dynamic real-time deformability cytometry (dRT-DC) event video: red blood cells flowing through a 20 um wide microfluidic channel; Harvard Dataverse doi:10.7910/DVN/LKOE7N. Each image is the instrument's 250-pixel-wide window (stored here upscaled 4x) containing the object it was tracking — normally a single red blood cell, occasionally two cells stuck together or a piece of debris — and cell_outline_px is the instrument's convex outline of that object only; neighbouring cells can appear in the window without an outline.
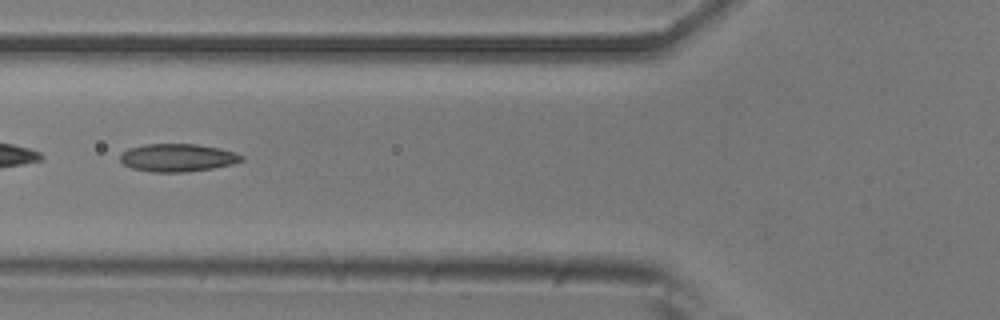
{"species": "common noctule bat (a hibernating species)", "species_latin": "Nyctalus noctula", "temperature_condition": "room temperature", "stored_images_in_passage": 52, "camera_frame_rate_fps": 3000, "um_per_image_px": 0.085, "animal": {"sex": "male", "body_mass_g": 20.5, "forearm_length_mm": 52.5}, "frame": {"image": 1, "passage_image": 19, "time_ms": 6.0, "image_size_px": [1000, 320], "cell_outline_px": [[244, 160], [232, 164], [212, 168], [184, 172], [152, 172], [132, 168], [124, 164], [120, 160], [120, 156], [128, 148], [148, 144], [196, 144], [216, 148], [232, 152], [244, 156]], "centroid_in_image_um": [15.08, 13.41], "position_along_channel_um": 110.7, "area_um2": 19.42}}
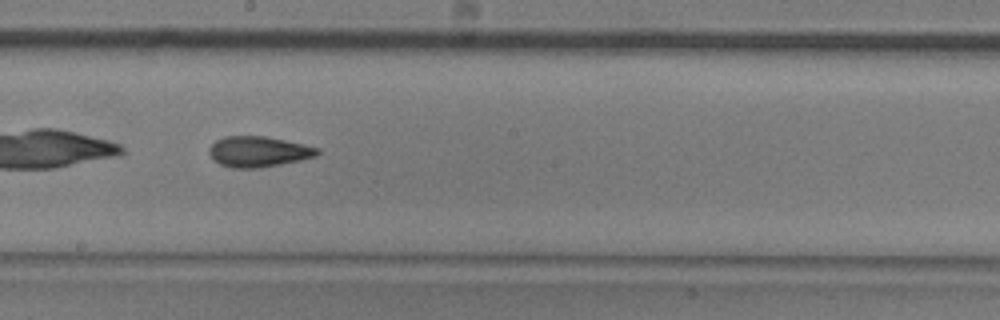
{"frame": {"image": 2, "passage_image": 28, "time_ms": 9.0, "image_size_px": [1000, 320], "cell_outline_px": [[320, 152], [316, 156], [300, 160], [260, 168], [232, 168], [220, 164], [212, 160], [208, 152], [208, 148], [216, 140], [224, 136], [264, 136], [304, 144], [320, 148]], "centroid_in_image_um": [21.94, 12.89], "position_along_channel_um": 226.3, "area_um2": 19.42}}
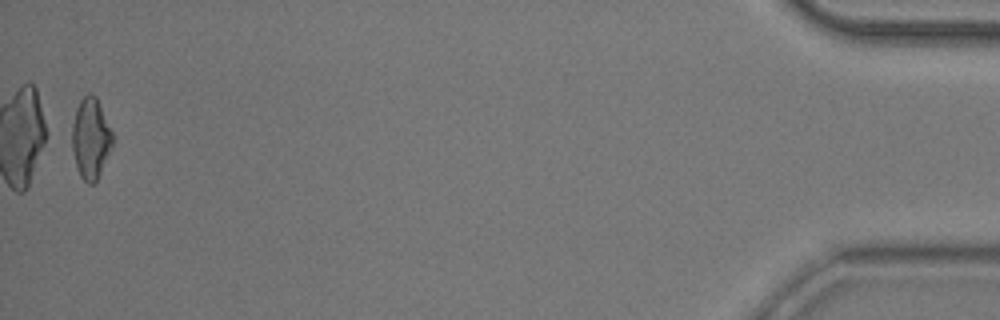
{"frame": {"image": 3, "passage_image": 51, "time_ms": 16.667, "image_size_px": [1000, 320], "cell_outline_px": [[112, 144], [100, 172], [96, 180], [92, 184], [88, 184], [80, 176], [76, 164], [72, 148], [72, 124], [76, 108], [80, 100], [88, 92], [92, 92], [96, 96], [112, 132]], "centroid_in_image_um": [7.69, 11.72], "position_along_channel_um": 427.5, "area_um2": 18.73}, "authors_computed_cell_mechanics": {"area_um2": 19.0162, "velocity_mm_per_s": 3.8273, "shape_relaxation_time_tau1_ms": 9.3958, "shape_relaxation_time_tau2_ms": 3.1566, "deformation_change_tau1": 0.1862, "deformation_change_tau2": 0.1083}}